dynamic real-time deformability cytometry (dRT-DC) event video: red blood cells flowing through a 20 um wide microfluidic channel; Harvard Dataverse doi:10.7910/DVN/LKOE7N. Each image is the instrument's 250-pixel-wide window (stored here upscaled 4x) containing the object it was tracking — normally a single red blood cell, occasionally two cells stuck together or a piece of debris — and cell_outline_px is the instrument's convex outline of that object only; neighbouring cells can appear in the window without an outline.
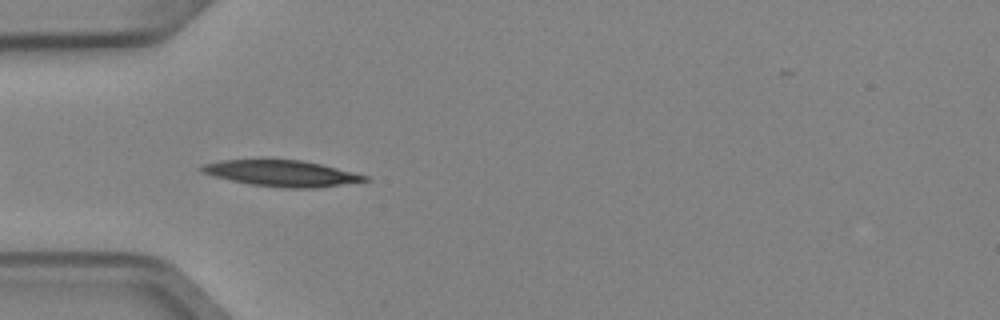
{"species": "Egyptian fruit bat (a non-hibernating species)", "species_latin": "Rousettus aegyptiacus", "temperature_condition": "cold", "stored_images_in_passage": 5, "camera_frame_rate_fps": 3000, "um_per_image_px": 0.085, "animal": {"sex": "female"}, "frame": {"image": 1, "passage_image": 3, "time_ms": 0.667, "image_size_px": [1000, 320], "cell_outline_px": [[368, 180], [316, 188], [288, 188], [252, 184], [232, 180], [216, 176], [204, 172], [200, 168], [204, 164], [224, 160], [300, 160], [320, 164], [368, 176]], "centroid_in_image_um": [23.97, 14.73], "position_along_channel_um": 61.0, "area_um2": 23.99}}
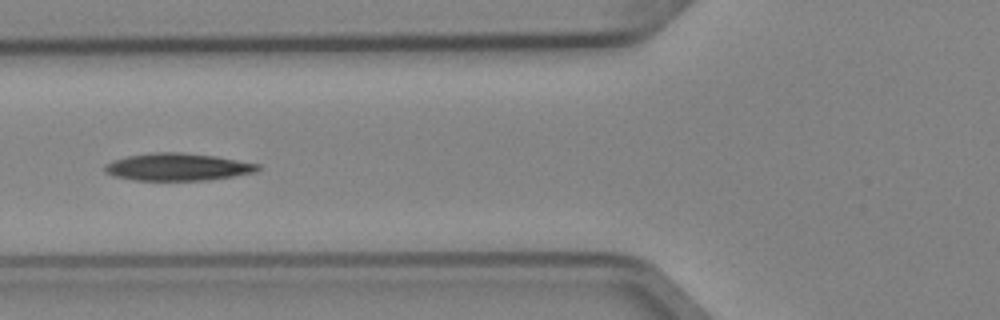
{"frame": {"image": 2, "passage_image": 4, "time_ms": 1.0, "image_size_px": [1000, 320], "cell_outline_px": [[260, 168], [256, 172], [208, 180], [132, 180], [116, 176], [104, 172], [104, 168], [108, 164], [116, 160], [128, 156], [156, 152], [180, 152], [216, 156], [260, 164]], "centroid_in_image_um": [15.14, 14.19], "position_along_channel_um": 110.7, "area_um2": 24.16}}
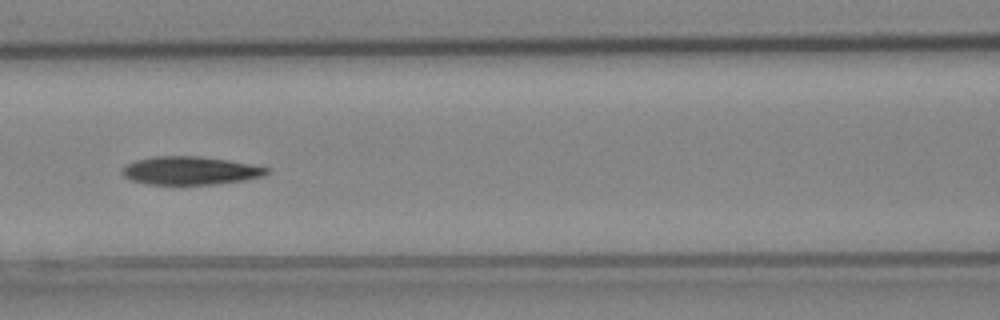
{"frame": {"image": 3, "passage_image": 5, "time_ms": 1.333, "image_size_px": [1000, 320], "cell_outline_px": [[272, 168], [264, 176], [244, 180], [212, 184], [148, 184], [132, 180], [124, 176], [120, 172], [128, 164], [136, 160], [152, 156], [200, 156], [228, 160]], "centroid_in_image_um": [16.19, 14.49], "position_along_channel_um": 150.4, "area_um2": 23.64}}